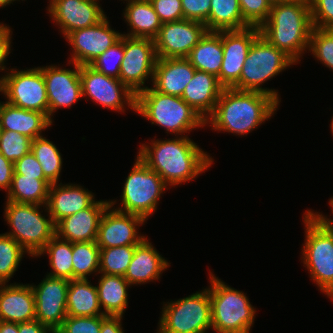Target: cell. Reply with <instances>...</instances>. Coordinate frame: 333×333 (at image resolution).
Segmentation results:
<instances>
[{
	"instance_id": "f35d334b",
	"label": "cell",
	"mask_w": 333,
	"mask_h": 333,
	"mask_svg": "<svg viewBox=\"0 0 333 333\" xmlns=\"http://www.w3.org/2000/svg\"><path fill=\"white\" fill-rule=\"evenodd\" d=\"M308 50L317 61L333 70V29L313 27Z\"/></svg>"
},
{
	"instance_id": "cb8c5ba5",
	"label": "cell",
	"mask_w": 333,
	"mask_h": 333,
	"mask_svg": "<svg viewBox=\"0 0 333 333\" xmlns=\"http://www.w3.org/2000/svg\"><path fill=\"white\" fill-rule=\"evenodd\" d=\"M195 71L187 58H157L151 85L162 94L181 97Z\"/></svg>"
},
{
	"instance_id": "836d02e7",
	"label": "cell",
	"mask_w": 333,
	"mask_h": 333,
	"mask_svg": "<svg viewBox=\"0 0 333 333\" xmlns=\"http://www.w3.org/2000/svg\"><path fill=\"white\" fill-rule=\"evenodd\" d=\"M47 254L52 271L47 276L73 280L72 243L56 235L45 245L39 256Z\"/></svg>"
},
{
	"instance_id": "9f6ffc18",
	"label": "cell",
	"mask_w": 333,
	"mask_h": 333,
	"mask_svg": "<svg viewBox=\"0 0 333 333\" xmlns=\"http://www.w3.org/2000/svg\"><path fill=\"white\" fill-rule=\"evenodd\" d=\"M271 5H275V4H278V3H281V2H285V1H288V0H267Z\"/></svg>"
},
{
	"instance_id": "11a10c76",
	"label": "cell",
	"mask_w": 333,
	"mask_h": 333,
	"mask_svg": "<svg viewBox=\"0 0 333 333\" xmlns=\"http://www.w3.org/2000/svg\"><path fill=\"white\" fill-rule=\"evenodd\" d=\"M14 1H20V0H0V8L6 7L7 5H10L11 3L13 4Z\"/></svg>"
},
{
	"instance_id": "681fc988",
	"label": "cell",
	"mask_w": 333,
	"mask_h": 333,
	"mask_svg": "<svg viewBox=\"0 0 333 333\" xmlns=\"http://www.w3.org/2000/svg\"><path fill=\"white\" fill-rule=\"evenodd\" d=\"M14 173V163L0 153V189L8 192Z\"/></svg>"
},
{
	"instance_id": "9a60e30c",
	"label": "cell",
	"mask_w": 333,
	"mask_h": 333,
	"mask_svg": "<svg viewBox=\"0 0 333 333\" xmlns=\"http://www.w3.org/2000/svg\"><path fill=\"white\" fill-rule=\"evenodd\" d=\"M206 32L204 23L193 20L163 23L154 39L157 58H187Z\"/></svg>"
},
{
	"instance_id": "60d3db41",
	"label": "cell",
	"mask_w": 333,
	"mask_h": 333,
	"mask_svg": "<svg viewBox=\"0 0 333 333\" xmlns=\"http://www.w3.org/2000/svg\"><path fill=\"white\" fill-rule=\"evenodd\" d=\"M124 57V35L113 46L98 56L90 66L106 76L119 79L121 62Z\"/></svg>"
},
{
	"instance_id": "c3c4849f",
	"label": "cell",
	"mask_w": 333,
	"mask_h": 333,
	"mask_svg": "<svg viewBox=\"0 0 333 333\" xmlns=\"http://www.w3.org/2000/svg\"><path fill=\"white\" fill-rule=\"evenodd\" d=\"M12 33L13 32L9 28V25L6 26V24L0 23V71L7 69L5 62L7 61V57L10 55V51L12 50Z\"/></svg>"
},
{
	"instance_id": "ffe728a7",
	"label": "cell",
	"mask_w": 333,
	"mask_h": 333,
	"mask_svg": "<svg viewBox=\"0 0 333 333\" xmlns=\"http://www.w3.org/2000/svg\"><path fill=\"white\" fill-rule=\"evenodd\" d=\"M100 0H49L46 9L64 38L77 29L99 23L105 16Z\"/></svg>"
},
{
	"instance_id": "6f0895ef",
	"label": "cell",
	"mask_w": 333,
	"mask_h": 333,
	"mask_svg": "<svg viewBox=\"0 0 333 333\" xmlns=\"http://www.w3.org/2000/svg\"><path fill=\"white\" fill-rule=\"evenodd\" d=\"M291 1H298V2H303L308 5H311L315 0H291Z\"/></svg>"
},
{
	"instance_id": "3957f363",
	"label": "cell",
	"mask_w": 333,
	"mask_h": 333,
	"mask_svg": "<svg viewBox=\"0 0 333 333\" xmlns=\"http://www.w3.org/2000/svg\"><path fill=\"white\" fill-rule=\"evenodd\" d=\"M313 29L310 5L285 1L271 5L268 19L259 27L260 35L298 64Z\"/></svg>"
},
{
	"instance_id": "d6a6232c",
	"label": "cell",
	"mask_w": 333,
	"mask_h": 333,
	"mask_svg": "<svg viewBox=\"0 0 333 333\" xmlns=\"http://www.w3.org/2000/svg\"><path fill=\"white\" fill-rule=\"evenodd\" d=\"M249 26L243 19L239 0H211L207 31L241 30Z\"/></svg>"
},
{
	"instance_id": "4316f807",
	"label": "cell",
	"mask_w": 333,
	"mask_h": 333,
	"mask_svg": "<svg viewBox=\"0 0 333 333\" xmlns=\"http://www.w3.org/2000/svg\"><path fill=\"white\" fill-rule=\"evenodd\" d=\"M52 123L43 112L25 110L6 101L0 102L1 130L15 131L34 140L42 137V131L51 127Z\"/></svg>"
},
{
	"instance_id": "f1b7e54d",
	"label": "cell",
	"mask_w": 333,
	"mask_h": 333,
	"mask_svg": "<svg viewBox=\"0 0 333 333\" xmlns=\"http://www.w3.org/2000/svg\"><path fill=\"white\" fill-rule=\"evenodd\" d=\"M196 70L215 75L220 83L223 61L222 31H207L187 56Z\"/></svg>"
},
{
	"instance_id": "4fadbf2b",
	"label": "cell",
	"mask_w": 333,
	"mask_h": 333,
	"mask_svg": "<svg viewBox=\"0 0 333 333\" xmlns=\"http://www.w3.org/2000/svg\"><path fill=\"white\" fill-rule=\"evenodd\" d=\"M156 61L157 55L153 39L124 36V57L121 62L119 79L137 94L148 88L145 85L148 78L153 81Z\"/></svg>"
},
{
	"instance_id": "30bf717a",
	"label": "cell",
	"mask_w": 333,
	"mask_h": 333,
	"mask_svg": "<svg viewBox=\"0 0 333 333\" xmlns=\"http://www.w3.org/2000/svg\"><path fill=\"white\" fill-rule=\"evenodd\" d=\"M303 223L305 240L301 260L315 285L333 301V238L307 211Z\"/></svg>"
},
{
	"instance_id": "7dc6e473",
	"label": "cell",
	"mask_w": 333,
	"mask_h": 333,
	"mask_svg": "<svg viewBox=\"0 0 333 333\" xmlns=\"http://www.w3.org/2000/svg\"><path fill=\"white\" fill-rule=\"evenodd\" d=\"M13 174L36 177V179H47L43 173L41 164L31 151L14 163Z\"/></svg>"
},
{
	"instance_id": "d6986e66",
	"label": "cell",
	"mask_w": 333,
	"mask_h": 333,
	"mask_svg": "<svg viewBox=\"0 0 333 333\" xmlns=\"http://www.w3.org/2000/svg\"><path fill=\"white\" fill-rule=\"evenodd\" d=\"M74 69L59 65L41 67L48 96V117L53 122V114L59 108H71L82 97L80 65L73 63Z\"/></svg>"
},
{
	"instance_id": "74e56055",
	"label": "cell",
	"mask_w": 333,
	"mask_h": 333,
	"mask_svg": "<svg viewBox=\"0 0 333 333\" xmlns=\"http://www.w3.org/2000/svg\"><path fill=\"white\" fill-rule=\"evenodd\" d=\"M27 252L7 234H0V284H6L17 271Z\"/></svg>"
},
{
	"instance_id": "5bb4252c",
	"label": "cell",
	"mask_w": 333,
	"mask_h": 333,
	"mask_svg": "<svg viewBox=\"0 0 333 333\" xmlns=\"http://www.w3.org/2000/svg\"><path fill=\"white\" fill-rule=\"evenodd\" d=\"M107 15L97 24L70 32L65 40L72 47L69 65H90L98 56L121 39L122 33L110 26Z\"/></svg>"
},
{
	"instance_id": "277c9868",
	"label": "cell",
	"mask_w": 333,
	"mask_h": 333,
	"mask_svg": "<svg viewBox=\"0 0 333 333\" xmlns=\"http://www.w3.org/2000/svg\"><path fill=\"white\" fill-rule=\"evenodd\" d=\"M135 112L175 136L207 126L198 112L181 97L162 94L153 87L136 94Z\"/></svg>"
},
{
	"instance_id": "8fae6325",
	"label": "cell",
	"mask_w": 333,
	"mask_h": 333,
	"mask_svg": "<svg viewBox=\"0 0 333 333\" xmlns=\"http://www.w3.org/2000/svg\"><path fill=\"white\" fill-rule=\"evenodd\" d=\"M7 72L0 76V92L6 102L48 116V96L41 67L19 71L12 68Z\"/></svg>"
},
{
	"instance_id": "f6af8a7d",
	"label": "cell",
	"mask_w": 333,
	"mask_h": 333,
	"mask_svg": "<svg viewBox=\"0 0 333 333\" xmlns=\"http://www.w3.org/2000/svg\"><path fill=\"white\" fill-rule=\"evenodd\" d=\"M161 23L180 21L183 18L181 0H149Z\"/></svg>"
},
{
	"instance_id": "f546056e",
	"label": "cell",
	"mask_w": 333,
	"mask_h": 333,
	"mask_svg": "<svg viewBox=\"0 0 333 333\" xmlns=\"http://www.w3.org/2000/svg\"><path fill=\"white\" fill-rule=\"evenodd\" d=\"M96 285L98 299L103 314L123 316L128 306V287L131 285L124 276L101 274Z\"/></svg>"
},
{
	"instance_id": "4dcf8cb0",
	"label": "cell",
	"mask_w": 333,
	"mask_h": 333,
	"mask_svg": "<svg viewBox=\"0 0 333 333\" xmlns=\"http://www.w3.org/2000/svg\"><path fill=\"white\" fill-rule=\"evenodd\" d=\"M88 279L70 280L67 291V316H106L101 311L96 286Z\"/></svg>"
},
{
	"instance_id": "680465c9",
	"label": "cell",
	"mask_w": 333,
	"mask_h": 333,
	"mask_svg": "<svg viewBox=\"0 0 333 333\" xmlns=\"http://www.w3.org/2000/svg\"><path fill=\"white\" fill-rule=\"evenodd\" d=\"M331 118H332V120H331L330 128H331V132H332V135H333V116Z\"/></svg>"
},
{
	"instance_id": "db71d44e",
	"label": "cell",
	"mask_w": 333,
	"mask_h": 333,
	"mask_svg": "<svg viewBox=\"0 0 333 333\" xmlns=\"http://www.w3.org/2000/svg\"><path fill=\"white\" fill-rule=\"evenodd\" d=\"M0 333H18L17 323L0 321Z\"/></svg>"
},
{
	"instance_id": "52a82bcc",
	"label": "cell",
	"mask_w": 333,
	"mask_h": 333,
	"mask_svg": "<svg viewBox=\"0 0 333 333\" xmlns=\"http://www.w3.org/2000/svg\"><path fill=\"white\" fill-rule=\"evenodd\" d=\"M290 65H296V63L259 35L248 51L238 80V90L265 93L280 104L281 98L277 90L262 88V86L269 79L291 67Z\"/></svg>"
},
{
	"instance_id": "7bdbcfd3",
	"label": "cell",
	"mask_w": 333,
	"mask_h": 333,
	"mask_svg": "<svg viewBox=\"0 0 333 333\" xmlns=\"http://www.w3.org/2000/svg\"><path fill=\"white\" fill-rule=\"evenodd\" d=\"M243 19L250 25L260 27L267 19L271 4L267 0H239Z\"/></svg>"
},
{
	"instance_id": "83f0119b",
	"label": "cell",
	"mask_w": 333,
	"mask_h": 333,
	"mask_svg": "<svg viewBox=\"0 0 333 333\" xmlns=\"http://www.w3.org/2000/svg\"><path fill=\"white\" fill-rule=\"evenodd\" d=\"M127 1L123 12L125 22L129 26V33L122 34L133 38L155 39L161 28V21L149 0Z\"/></svg>"
},
{
	"instance_id": "d4e9b609",
	"label": "cell",
	"mask_w": 333,
	"mask_h": 333,
	"mask_svg": "<svg viewBox=\"0 0 333 333\" xmlns=\"http://www.w3.org/2000/svg\"><path fill=\"white\" fill-rule=\"evenodd\" d=\"M170 262L162 257L146 237L140 244L135 245L132 260L124 278L132 285H140L159 280L160 275L167 270Z\"/></svg>"
},
{
	"instance_id": "6da1fadb",
	"label": "cell",
	"mask_w": 333,
	"mask_h": 333,
	"mask_svg": "<svg viewBox=\"0 0 333 333\" xmlns=\"http://www.w3.org/2000/svg\"><path fill=\"white\" fill-rule=\"evenodd\" d=\"M148 144V145H147ZM141 144L137 156L169 186L189 182L210 169L213 158L187 135Z\"/></svg>"
},
{
	"instance_id": "ac0fdd59",
	"label": "cell",
	"mask_w": 333,
	"mask_h": 333,
	"mask_svg": "<svg viewBox=\"0 0 333 333\" xmlns=\"http://www.w3.org/2000/svg\"><path fill=\"white\" fill-rule=\"evenodd\" d=\"M70 280L45 276L36 286L32 285L36 314L35 319L53 333L67 317V291Z\"/></svg>"
},
{
	"instance_id": "7c38bea8",
	"label": "cell",
	"mask_w": 333,
	"mask_h": 333,
	"mask_svg": "<svg viewBox=\"0 0 333 333\" xmlns=\"http://www.w3.org/2000/svg\"><path fill=\"white\" fill-rule=\"evenodd\" d=\"M82 97L112 111L125 112L126 106L135 111L136 94L120 79L106 76L90 65H80ZM126 105V106H125Z\"/></svg>"
},
{
	"instance_id": "bcb514c9",
	"label": "cell",
	"mask_w": 333,
	"mask_h": 333,
	"mask_svg": "<svg viewBox=\"0 0 333 333\" xmlns=\"http://www.w3.org/2000/svg\"><path fill=\"white\" fill-rule=\"evenodd\" d=\"M183 18L204 23L207 29L211 0H181Z\"/></svg>"
},
{
	"instance_id": "2e32d148",
	"label": "cell",
	"mask_w": 333,
	"mask_h": 333,
	"mask_svg": "<svg viewBox=\"0 0 333 333\" xmlns=\"http://www.w3.org/2000/svg\"><path fill=\"white\" fill-rule=\"evenodd\" d=\"M109 203L99 223L96 240L99 248L140 244L146 236L141 233L138 235L137 230L146 220L138 215L114 209L116 200H109Z\"/></svg>"
},
{
	"instance_id": "ba28073f",
	"label": "cell",
	"mask_w": 333,
	"mask_h": 333,
	"mask_svg": "<svg viewBox=\"0 0 333 333\" xmlns=\"http://www.w3.org/2000/svg\"><path fill=\"white\" fill-rule=\"evenodd\" d=\"M164 303L156 333H207L212 328L209 287Z\"/></svg>"
},
{
	"instance_id": "e0dca14e",
	"label": "cell",
	"mask_w": 333,
	"mask_h": 333,
	"mask_svg": "<svg viewBox=\"0 0 333 333\" xmlns=\"http://www.w3.org/2000/svg\"><path fill=\"white\" fill-rule=\"evenodd\" d=\"M259 27L249 26L241 30H222L223 61L220 70V85L238 90V80Z\"/></svg>"
},
{
	"instance_id": "5b68a950",
	"label": "cell",
	"mask_w": 333,
	"mask_h": 333,
	"mask_svg": "<svg viewBox=\"0 0 333 333\" xmlns=\"http://www.w3.org/2000/svg\"><path fill=\"white\" fill-rule=\"evenodd\" d=\"M209 296L212 329L216 333H250L256 308L243 291L228 286L211 271Z\"/></svg>"
},
{
	"instance_id": "603a6c76",
	"label": "cell",
	"mask_w": 333,
	"mask_h": 333,
	"mask_svg": "<svg viewBox=\"0 0 333 333\" xmlns=\"http://www.w3.org/2000/svg\"><path fill=\"white\" fill-rule=\"evenodd\" d=\"M35 295L30 284H0V321L22 323L35 319Z\"/></svg>"
},
{
	"instance_id": "44dd1931",
	"label": "cell",
	"mask_w": 333,
	"mask_h": 333,
	"mask_svg": "<svg viewBox=\"0 0 333 333\" xmlns=\"http://www.w3.org/2000/svg\"><path fill=\"white\" fill-rule=\"evenodd\" d=\"M109 205V200H95L88 208L65 217L55 225L56 236L71 243L96 241L101 217Z\"/></svg>"
},
{
	"instance_id": "f5cc1de1",
	"label": "cell",
	"mask_w": 333,
	"mask_h": 333,
	"mask_svg": "<svg viewBox=\"0 0 333 333\" xmlns=\"http://www.w3.org/2000/svg\"><path fill=\"white\" fill-rule=\"evenodd\" d=\"M329 204H330V208L332 207L331 212L333 213V197L330 198ZM307 212L333 238V219H330L327 216L325 217V215H322V213H319L317 211L314 213L313 210H307Z\"/></svg>"
},
{
	"instance_id": "8992f818",
	"label": "cell",
	"mask_w": 333,
	"mask_h": 333,
	"mask_svg": "<svg viewBox=\"0 0 333 333\" xmlns=\"http://www.w3.org/2000/svg\"><path fill=\"white\" fill-rule=\"evenodd\" d=\"M4 218L11 226L5 234L14 238L31 257H37L45 245L56 235L55 223L46 205L6 201ZM45 207L48 218L40 211Z\"/></svg>"
},
{
	"instance_id": "b9f144b4",
	"label": "cell",
	"mask_w": 333,
	"mask_h": 333,
	"mask_svg": "<svg viewBox=\"0 0 333 333\" xmlns=\"http://www.w3.org/2000/svg\"><path fill=\"white\" fill-rule=\"evenodd\" d=\"M107 316H67L55 333H100L102 321Z\"/></svg>"
},
{
	"instance_id": "1f68e13d",
	"label": "cell",
	"mask_w": 333,
	"mask_h": 333,
	"mask_svg": "<svg viewBox=\"0 0 333 333\" xmlns=\"http://www.w3.org/2000/svg\"><path fill=\"white\" fill-rule=\"evenodd\" d=\"M51 185L52 183L48 179L13 174L6 200L16 203L46 205Z\"/></svg>"
},
{
	"instance_id": "7a4b0ae2",
	"label": "cell",
	"mask_w": 333,
	"mask_h": 333,
	"mask_svg": "<svg viewBox=\"0 0 333 333\" xmlns=\"http://www.w3.org/2000/svg\"><path fill=\"white\" fill-rule=\"evenodd\" d=\"M278 105L273 97L265 93L223 88L213 113L205 123L215 131L247 136L273 117Z\"/></svg>"
},
{
	"instance_id": "ab89813d",
	"label": "cell",
	"mask_w": 333,
	"mask_h": 333,
	"mask_svg": "<svg viewBox=\"0 0 333 333\" xmlns=\"http://www.w3.org/2000/svg\"><path fill=\"white\" fill-rule=\"evenodd\" d=\"M32 139L11 130L0 131V153L15 163L31 151Z\"/></svg>"
},
{
	"instance_id": "f907efd6",
	"label": "cell",
	"mask_w": 333,
	"mask_h": 333,
	"mask_svg": "<svg viewBox=\"0 0 333 333\" xmlns=\"http://www.w3.org/2000/svg\"><path fill=\"white\" fill-rule=\"evenodd\" d=\"M122 318L123 316H107L102 321L100 333H124Z\"/></svg>"
},
{
	"instance_id": "9c48e42d",
	"label": "cell",
	"mask_w": 333,
	"mask_h": 333,
	"mask_svg": "<svg viewBox=\"0 0 333 333\" xmlns=\"http://www.w3.org/2000/svg\"><path fill=\"white\" fill-rule=\"evenodd\" d=\"M125 179L120 207L121 212L138 215L146 221L157 210L163 192L169 189L162 177L150 169L138 156Z\"/></svg>"
},
{
	"instance_id": "e575fe53",
	"label": "cell",
	"mask_w": 333,
	"mask_h": 333,
	"mask_svg": "<svg viewBox=\"0 0 333 333\" xmlns=\"http://www.w3.org/2000/svg\"><path fill=\"white\" fill-rule=\"evenodd\" d=\"M31 152L42 166L45 177L53 184L60 180L63 159L53 142L46 137H38L32 140Z\"/></svg>"
},
{
	"instance_id": "816d5d0a",
	"label": "cell",
	"mask_w": 333,
	"mask_h": 333,
	"mask_svg": "<svg viewBox=\"0 0 333 333\" xmlns=\"http://www.w3.org/2000/svg\"><path fill=\"white\" fill-rule=\"evenodd\" d=\"M18 333H53L46 325L36 319L17 323Z\"/></svg>"
},
{
	"instance_id": "484cf974",
	"label": "cell",
	"mask_w": 333,
	"mask_h": 333,
	"mask_svg": "<svg viewBox=\"0 0 333 333\" xmlns=\"http://www.w3.org/2000/svg\"><path fill=\"white\" fill-rule=\"evenodd\" d=\"M222 90L215 75L196 70L181 98L206 120L213 113Z\"/></svg>"
},
{
	"instance_id": "ee69618b",
	"label": "cell",
	"mask_w": 333,
	"mask_h": 333,
	"mask_svg": "<svg viewBox=\"0 0 333 333\" xmlns=\"http://www.w3.org/2000/svg\"><path fill=\"white\" fill-rule=\"evenodd\" d=\"M310 10L313 27L333 29V0H315Z\"/></svg>"
},
{
	"instance_id": "7402d4cb",
	"label": "cell",
	"mask_w": 333,
	"mask_h": 333,
	"mask_svg": "<svg viewBox=\"0 0 333 333\" xmlns=\"http://www.w3.org/2000/svg\"><path fill=\"white\" fill-rule=\"evenodd\" d=\"M95 195L86 188L76 184L53 183L49 188L47 209L55 225L65 217L88 208Z\"/></svg>"
},
{
	"instance_id": "d590c367",
	"label": "cell",
	"mask_w": 333,
	"mask_h": 333,
	"mask_svg": "<svg viewBox=\"0 0 333 333\" xmlns=\"http://www.w3.org/2000/svg\"><path fill=\"white\" fill-rule=\"evenodd\" d=\"M100 248L96 241L72 243L73 279L99 274Z\"/></svg>"
},
{
	"instance_id": "8d00e7d4",
	"label": "cell",
	"mask_w": 333,
	"mask_h": 333,
	"mask_svg": "<svg viewBox=\"0 0 333 333\" xmlns=\"http://www.w3.org/2000/svg\"><path fill=\"white\" fill-rule=\"evenodd\" d=\"M134 251L135 245L100 248L99 274L124 276Z\"/></svg>"
}]
</instances>
